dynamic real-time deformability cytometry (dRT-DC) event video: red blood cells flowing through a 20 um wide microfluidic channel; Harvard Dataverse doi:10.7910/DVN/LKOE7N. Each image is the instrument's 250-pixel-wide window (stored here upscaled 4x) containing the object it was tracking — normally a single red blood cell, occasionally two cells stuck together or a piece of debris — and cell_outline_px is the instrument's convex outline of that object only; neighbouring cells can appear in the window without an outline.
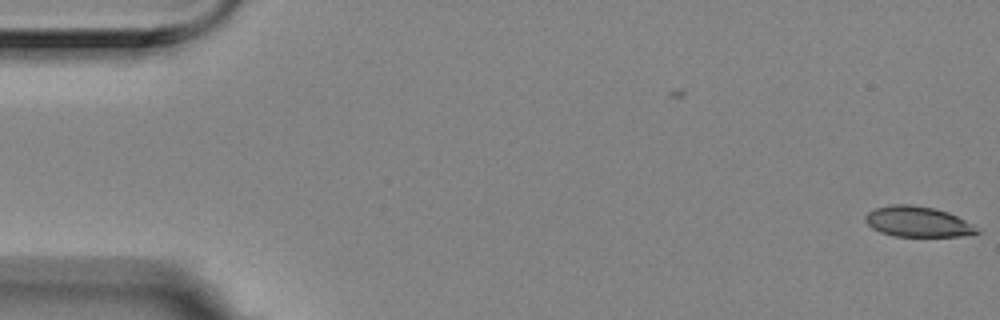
{"species": "Egyptian fruit bat (a non-hibernating species)", "species_latin": "Rousettus aegyptiacus", "temperature_condition": "room temperature", "stored_images_in_passage": 2, "camera_frame_rate_fps": 3000, "um_per_image_px": 0.085, "animal": {"sex": "female"}, "frame": {"image": 1, "passage_image": 2, "time_ms": 0.333, "image_size_px": [1000, 320], "cell_outline_px": [[980, 232], [960, 236], [892, 236], [880, 232], [872, 228], [864, 220], [864, 216], [868, 212], [876, 208], [892, 204], [912, 204], [936, 208], [948, 212], [980, 228]], "centroid_in_image_um": [77.99, 18.84], "position_along_channel_um": 7.0, "area_um2": 19.88}}